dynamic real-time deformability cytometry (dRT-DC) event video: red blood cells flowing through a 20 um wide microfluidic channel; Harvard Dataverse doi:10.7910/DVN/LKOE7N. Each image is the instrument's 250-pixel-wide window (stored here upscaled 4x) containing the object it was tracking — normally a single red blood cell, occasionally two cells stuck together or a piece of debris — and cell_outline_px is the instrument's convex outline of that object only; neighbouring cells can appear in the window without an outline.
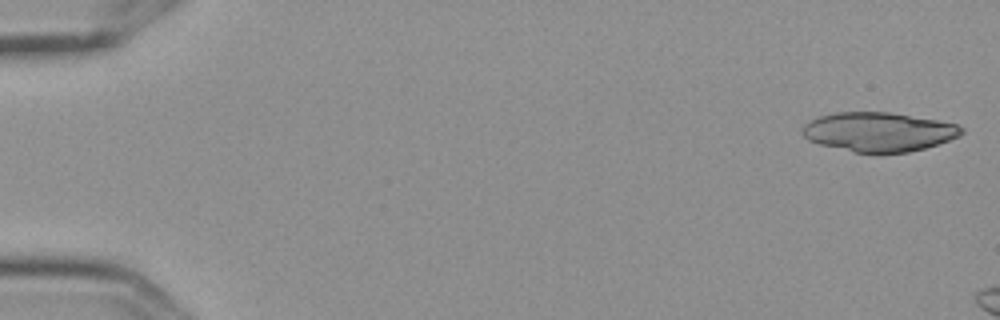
{"species": "Egyptian fruit bat (a non-hibernating species)", "species_latin": "Rousettus aegyptiacus", "temperature_condition": "cold", "stored_images_in_passage": 3, "camera_frame_rate_fps": 3000, "um_per_image_px": 0.085, "frame": {"image": 1, "passage_image": 1, "time_ms": 0.0, "image_size_px": [1000, 320], "cell_outline_px": [[964, 132], [960, 136], [924, 148], [908, 152], [876, 156], [856, 152], [820, 144], [808, 140], [800, 132], [804, 124], [820, 116], [836, 112], [888, 112], [936, 120], [956, 124], [964, 128]], "centroid_in_image_um": [74.68, 11.24], "position_along_channel_um": 10.3, "area_um2": 36.7}}